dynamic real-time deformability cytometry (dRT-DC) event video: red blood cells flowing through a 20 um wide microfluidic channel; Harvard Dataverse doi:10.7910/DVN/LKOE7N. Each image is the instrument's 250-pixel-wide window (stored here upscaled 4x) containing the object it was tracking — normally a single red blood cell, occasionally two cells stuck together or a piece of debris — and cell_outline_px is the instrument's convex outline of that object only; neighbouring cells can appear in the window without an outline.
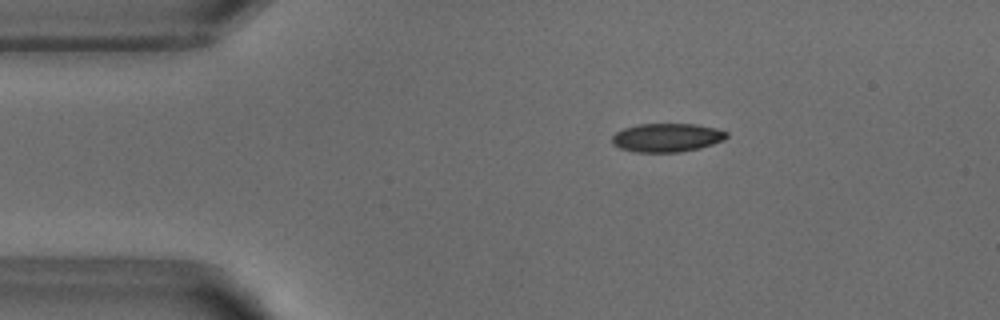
{"species": "common noctule bat (a hibernating species)", "species_latin": "Nyctalus noctula", "temperature_condition": "warm", "stored_images_in_passage": 50, "camera_frame_rate_fps": 3000, "um_per_image_px": 0.085, "animal": {"sex": "male", "body_mass_g": 18.8}, "frame": {"image": 1, "passage_image": 8, "time_ms": 2.333, "image_size_px": [1000, 320], "cell_outline_px": [[728, 136], [724, 140], [700, 148], [680, 152], [636, 152], [620, 148], [612, 144], [612, 136], [616, 132], [624, 128], [636, 124], [696, 124], [716, 128], [728, 132]], "centroid_in_image_um": [56.69, 11.69], "position_along_channel_um": 28.3, "area_um2": 19.19}}
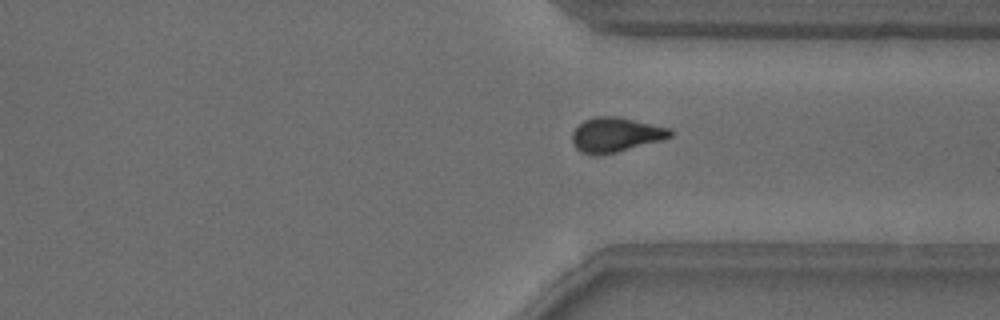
{"frame": {"image": 2, "passage_image": 37, "time_ms": 12.0, "image_size_px": [1000, 320], "cell_outline_px": [[672, 136], [660, 140], [616, 152], [596, 156], [592, 156], [580, 152], [572, 144], [572, 132], [584, 120], [596, 116], [620, 116], [668, 128], [672, 132]], "centroid_in_image_um": [52.27, 11.45], "position_along_channel_um": 359.1, "area_um2": 19.71}}
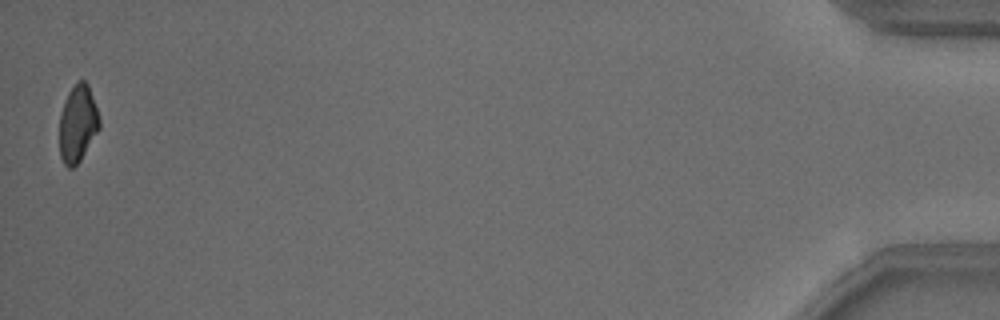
{"frame": {"image": 3, "passage_image": 50, "time_ms": 16.333, "image_size_px": [1000, 320], "cell_outline_px": [[100, 128], [80, 160], [72, 168], [68, 168], [64, 164], [60, 156], [60, 116], [64, 100], [68, 92], [80, 80], [84, 80], [88, 84], [100, 120]], "centroid_in_image_um": [6.6, 10.52], "position_along_channel_um": 428.6, "area_um2": 17.69}, "authors_computed_cell_mechanics": {"area_um2": 19.5364, "velocity_mm_per_s": 3.8866, "shape_relaxation_time_tau1_ms": 5.0723, "shape_relaxation_time_tau2_ms": 2.44, "deformation_change_tau1": 0.1277, "deformation_change_tau2": 0.084}}